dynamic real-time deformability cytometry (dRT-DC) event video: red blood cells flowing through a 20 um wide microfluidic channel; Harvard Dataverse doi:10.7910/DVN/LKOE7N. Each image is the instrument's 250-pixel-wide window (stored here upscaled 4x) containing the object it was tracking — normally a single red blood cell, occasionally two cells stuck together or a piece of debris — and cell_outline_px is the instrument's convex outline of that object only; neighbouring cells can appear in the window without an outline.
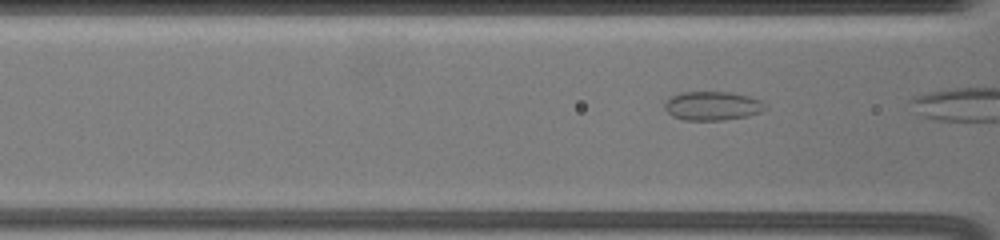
{"species": "common noctule bat (a hibernating species)", "species_latin": "Nyctalus noctula", "temperature_condition": "warm", "stored_images_in_passage": 7, "camera_frame_rate_fps": 3000, "um_per_image_px": 0.085, "animal": {"sex": "female", "body_mass_g": 19.5, "forearm_length_mm": 54.1}, "frame": {"image": 1, "passage_image": 4, "time_ms": 1.0, "image_size_px": [1000, 240], "cell_outline_px": [[768, 108], [760, 112], [748, 116], [724, 120], [684, 120], [672, 116], [664, 108], [664, 104], [668, 96], [680, 92], [728, 92], [748, 96], [760, 100]], "centroid_in_image_um": [60.52, 9.0], "position_along_channel_um": 106.1, "area_um2": 17.05}}